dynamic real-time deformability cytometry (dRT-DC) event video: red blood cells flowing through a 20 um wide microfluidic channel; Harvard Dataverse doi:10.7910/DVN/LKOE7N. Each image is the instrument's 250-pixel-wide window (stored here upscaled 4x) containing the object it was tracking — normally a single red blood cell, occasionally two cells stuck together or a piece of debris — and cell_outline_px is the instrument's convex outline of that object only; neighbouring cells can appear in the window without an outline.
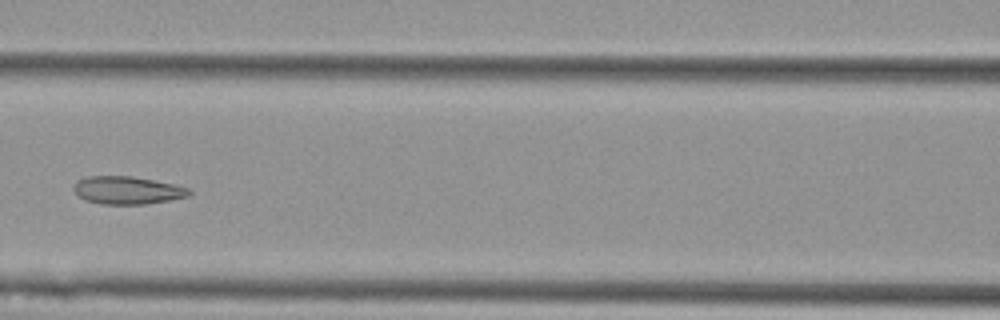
{"species": "Egyptian fruit bat (a non-hibernating species)", "species_latin": "Rousettus aegyptiacus", "temperature_condition": "cold", "stored_images_in_passage": 10, "camera_frame_rate_fps": 3000, "um_per_image_px": 0.085, "animal": {"sex": "female"}, "frame": {"image": 1, "passage_image": 6, "time_ms": 1.667, "image_size_px": [1000, 320], "cell_outline_px": [[192, 192], [188, 196], [168, 200], [144, 204], [100, 204], [84, 200], [72, 188], [80, 180], [88, 176], [132, 176], [172, 184], [188, 188]], "centroid_in_image_um": [10.81, 16.18], "position_along_channel_um": 155.8, "area_um2": 18.38}}
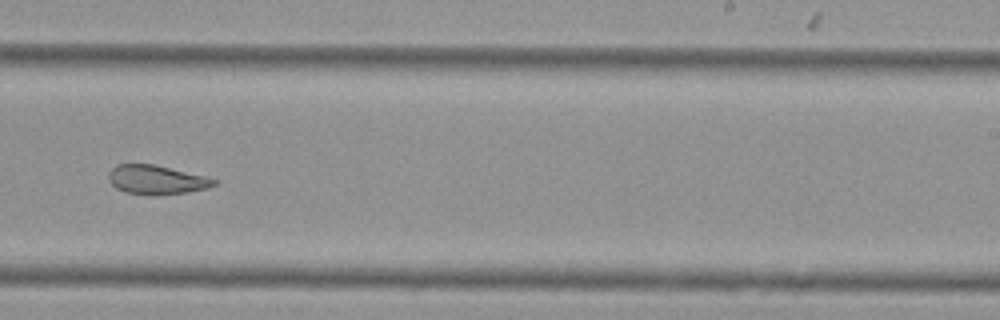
{"frame": {"image": 2, "passage_image": 9, "time_ms": 2.667, "image_size_px": [1000, 320], "cell_outline_px": [[216, 184], [208, 188], [184, 192], [152, 196], [124, 192], [116, 188], [108, 180], [108, 172], [116, 164], [152, 164], [204, 176], [216, 180]], "centroid_in_image_um": [13.23, 15.29], "position_along_channel_um": 275.8, "area_um2": 17.74}}
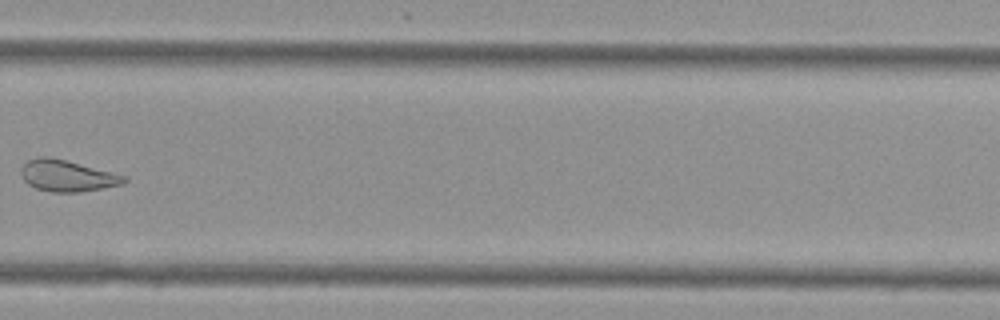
{"frame": {"image": 3, "passage_image": 10, "time_ms": 3.0, "image_size_px": [1000, 320], "cell_outline_px": [[128, 180], [124, 184], [80, 192], [52, 192], [36, 188], [28, 184], [24, 180], [20, 172], [20, 168], [28, 160], [40, 156], [48, 156], [128, 176]], "centroid_in_image_um": [5.72, 14.94], "position_along_channel_um": 324.1, "area_um2": 18.79}}